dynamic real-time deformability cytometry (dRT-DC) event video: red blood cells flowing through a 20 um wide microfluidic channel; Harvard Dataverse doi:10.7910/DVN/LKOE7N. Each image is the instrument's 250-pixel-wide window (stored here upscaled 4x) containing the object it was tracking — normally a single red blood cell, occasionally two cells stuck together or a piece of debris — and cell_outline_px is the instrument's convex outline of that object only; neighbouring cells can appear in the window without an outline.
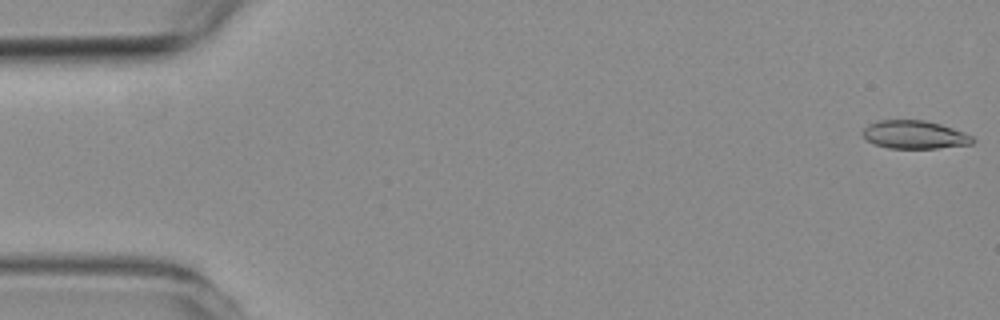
{"species": "common noctule bat (a hibernating species)", "species_latin": "Nyctalus noctula", "temperature_condition": "room temperature", "stored_images_in_passage": 6, "camera_frame_rate_fps": 3000, "um_per_image_px": 0.085, "animal": {"sex": "female", "body_mass_g": 19.3, "forearm_length_mm": 54.1}, "frame": {"image": 1, "passage_image": 1, "time_ms": 0.0, "image_size_px": [1000, 320], "cell_outline_px": [[976, 140], [972, 144], [936, 148], [888, 148], [876, 144], [868, 140], [860, 132], [868, 124], [880, 120], [924, 120], [940, 124], [952, 128], [972, 136]], "centroid_in_image_um": [77.73, 11.44], "position_along_channel_um": 7.3, "area_um2": 17.92}}